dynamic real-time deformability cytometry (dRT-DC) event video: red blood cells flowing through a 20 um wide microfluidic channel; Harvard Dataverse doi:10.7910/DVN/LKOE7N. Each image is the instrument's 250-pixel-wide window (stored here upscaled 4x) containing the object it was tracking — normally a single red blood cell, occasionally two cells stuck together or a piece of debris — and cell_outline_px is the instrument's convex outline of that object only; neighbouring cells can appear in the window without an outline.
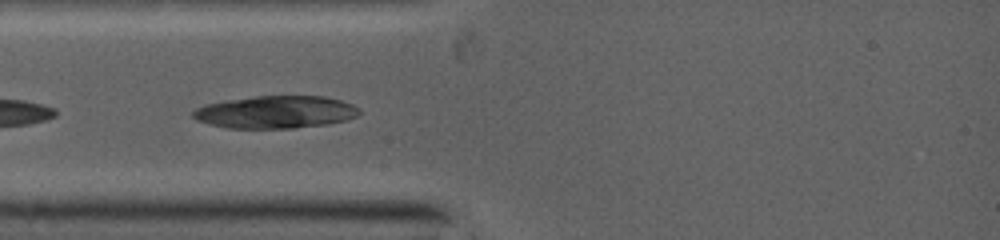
{"species": "common noctule bat (a hibernating species)", "species_latin": "Nyctalus noctula", "temperature_condition": "warm", "stored_images_in_passage": 10, "camera_frame_rate_fps": 5000, "um_per_image_px": 0.085, "animal": {"sex": "female", "body_mass_g": 19.0, "forearm_length_mm": 53.3}, "frame": {"image": 1, "passage_image": 2, "time_ms": 0.4, "image_size_px": [1000, 240], "cell_outline_px": [[360, 112], [356, 116], [344, 120], [328, 124], [292, 128], [228, 128], [196, 120], [192, 116], [192, 112], [196, 108], [208, 104], [256, 96], [324, 96], [340, 100], [352, 104]], "centroid_in_image_um": [23.43, 9.53], "position_along_channel_um": 61.6, "area_um2": 31.04}}
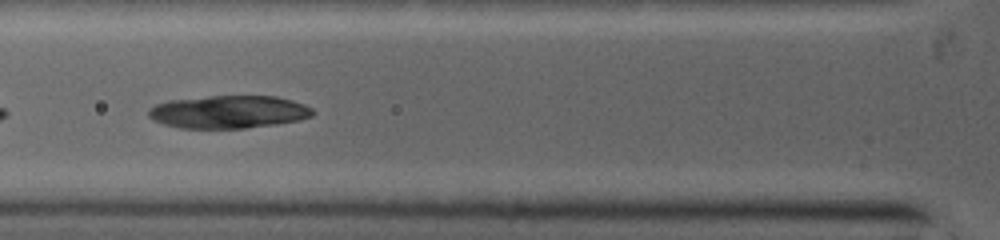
{"frame": {"image": 2, "passage_image": 5, "time_ms": 1.4, "image_size_px": [1000, 240], "cell_outline_px": [[312, 116], [296, 120], [276, 124], [244, 128], [180, 128], [164, 124], [148, 116], [148, 112], [156, 104], [172, 100], [208, 96], [276, 96], [292, 100], [304, 104], [312, 108]], "centroid_in_image_um": [19.45, 9.51], "position_along_channel_um": 106.4, "area_um2": 31.04}}
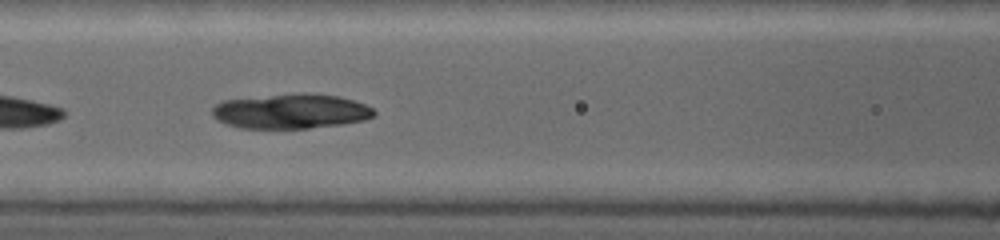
{"frame": {"image": 3, "passage_image": 7, "time_ms": 2.2, "image_size_px": [1000, 240], "cell_outline_px": [[376, 116], [364, 120], [344, 124], [308, 128], [240, 128], [228, 124], [220, 120], [212, 112], [212, 108], [216, 104], [224, 100], [276, 96], [336, 96], [352, 100], [364, 104], [372, 108], [376, 112]], "centroid_in_image_um": [24.77, 9.51], "position_along_channel_um": 141.8, "area_um2": 31.33}}